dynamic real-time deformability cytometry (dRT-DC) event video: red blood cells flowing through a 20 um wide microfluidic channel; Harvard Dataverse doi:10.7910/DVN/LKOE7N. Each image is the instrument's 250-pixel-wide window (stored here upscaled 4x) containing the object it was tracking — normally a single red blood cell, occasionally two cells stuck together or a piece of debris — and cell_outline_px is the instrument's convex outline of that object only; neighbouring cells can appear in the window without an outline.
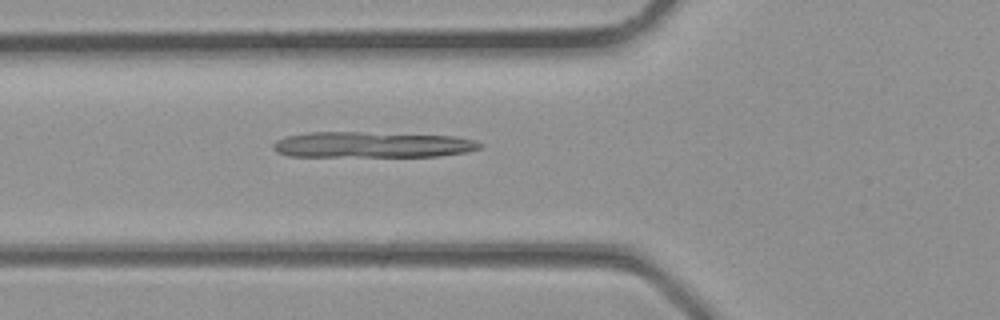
{"species": "common noctule bat (a hibernating species)", "species_latin": "Nyctalus noctula", "temperature_condition": "room temperature", "stored_images_in_passage": 21, "camera_frame_rate_fps": 3000, "um_per_image_px": 0.085, "animal": {"sex": "male", "body_mass_g": 23.1, "forearm_length_mm": 52.7}, "frame": {"image": 1, "passage_image": 2, "time_ms": 0.333, "image_size_px": [1000, 320], "cell_outline_px": [[484, 144], [480, 148], [464, 152], [440, 156], [288, 156], [276, 152], [272, 148], [272, 144], [276, 140], [288, 136], [308, 132], [364, 132], [456, 136], [476, 140]], "centroid_in_image_um": [31.63, 12.3], "position_along_channel_um": 94.2, "area_um2": 31.21}}
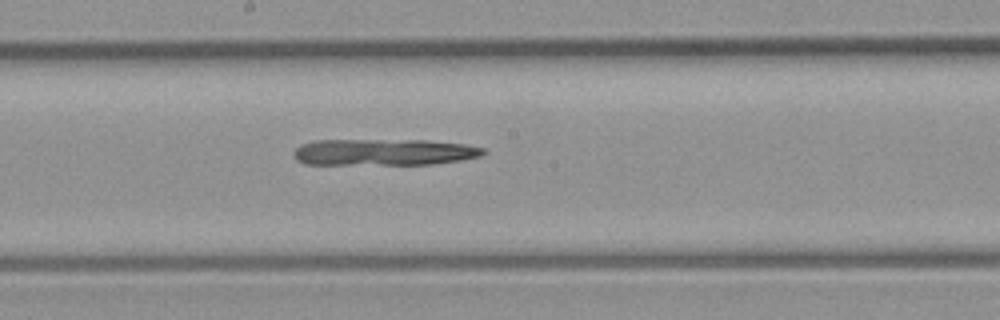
{"frame": {"image": 2, "passage_image": 8, "time_ms": 2.333, "image_size_px": [1000, 320], "cell_outline_px": [[488, 152], [480, 156], [460, 160], [432, 164], [304, 164], [296, 160], [292, 156], [292, 152], [300, 144], [316, 140], [424, 140], [464, 144], [484, 148]], "centroid_in_image_um": [32.59, 12.93], "position_along_channel_um": 215.6, "area_um2": 29.42}}
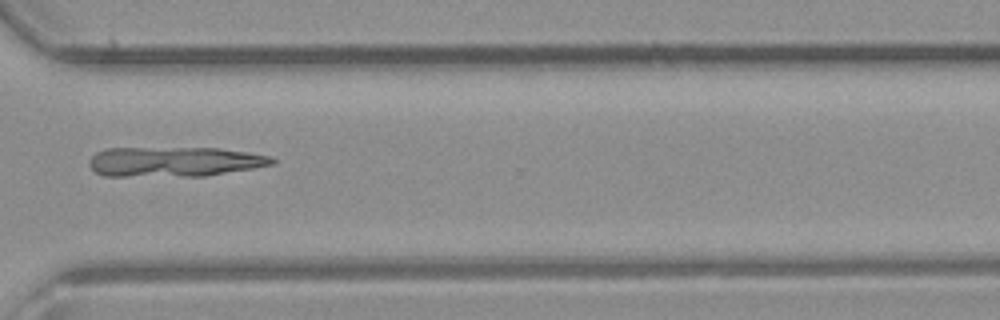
{"frame": {"image": 3, "passage_image": 15, "time_ms": 4.667, "image_size_px": [1000, 320], "cell_outline_px": [[276, 164], [204, 176], [104, 176], [96, 172], [88, 164], [88, 160], [96, 152], [108, 148], [220, 148], [248, 152], [272, 156], [276, 160]], "centroid_in_image_um": [14.82, 13.74], "position_along_channel_um": 355.8, "area_um2": 31.96}}